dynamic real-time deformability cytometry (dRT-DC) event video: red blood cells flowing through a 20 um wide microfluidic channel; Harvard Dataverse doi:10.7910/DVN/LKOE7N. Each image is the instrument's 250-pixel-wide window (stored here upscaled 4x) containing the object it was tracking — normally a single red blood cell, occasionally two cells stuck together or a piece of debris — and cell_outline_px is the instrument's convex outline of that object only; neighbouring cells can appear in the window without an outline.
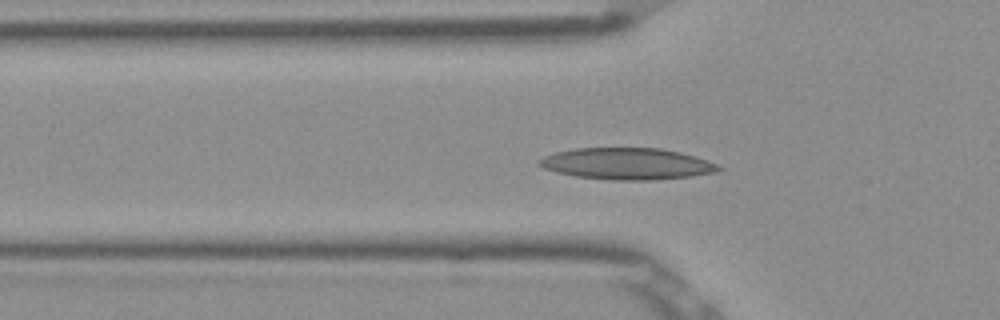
{"species": "Egyptian fruit bat (a non-hibernating species)", "species_latin": "Rousettus aegyptiacus", "temperature_condition": "room temperature", "stored_images_in_passage": 51, "camera_frame_rate_fps": 3000, "um_per_image_px": 0.085, "frame": {"image": 1, "passage_image": 17, "time_ms": 5.333, "image_size_px": [1000, 320], "cell_outline_px": [[724, 168], [716, 172], [692, 176], [652, 180], [612, 180], [576, 176], [556, 172], [544, 168], [536, 164], [536, 160], [544, 156], [556, 152], [576, 148], [660, 148], [680, 152], [696, 156], [708, 160]], "centroid_in_image_um": [53.29, 13.92], "position_along_channel_um": 72.5, "area_um2": 33.12}}
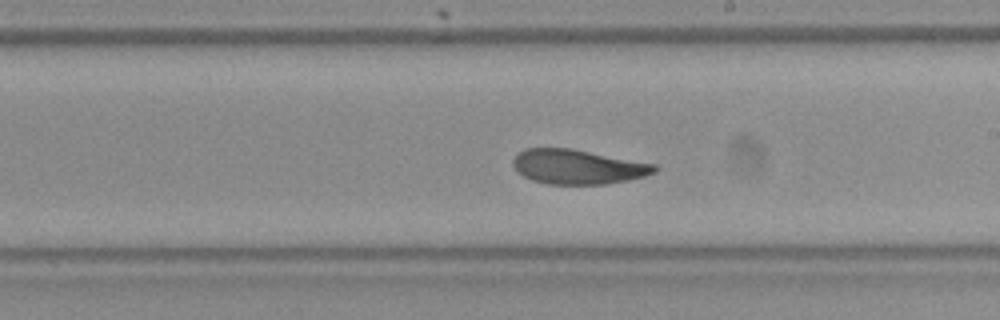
{"frame": {"image": 2, "passage_image": 30, "time_ms": 9.667, "image_size_px": [1000, 320], "cell_outline_px": [[660, 168], [656, 172], [644, 176], [628, 180], [604, 184], [548, 184], [532, 180], [524, 176], [512, 164], [512, 160], [524, 148], [572, 148], [656, 164]], "centroid_in_image_um": [49.15, 14.17], "position_along_channel_um": 239.9, "area_um2": 28.5}}
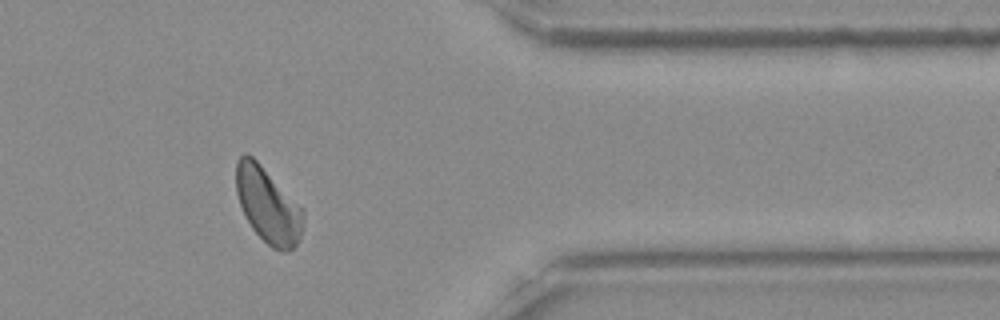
{"frame": {"image": 3, "passage_image": 43, "time_ms": 14.0, "image_size_px": [1000, 320], "cell_outline_px": [[304, 220], [300, 240], [288, 252], [280, 252], [272, 248], [252, 228], [244, 216], [236, 192], [236, 160], [244, 152], [252, 156], [304, 208]], "centroid_in_image_um": [22.79, 17.45], "position_along_channel_um": 388.6, "area_um2": 29.71}, "authors_computed_cell_mechanics": {"area_um2": 29.4202, "velocity_mm_per_s": 3.8474, "shape_relaxation_time_tau1_ms": 4.7595, "shape_relaxation_time_tau2_ms": 4.3975, "deformation_change_tau1": 0.1652, "deformation_change_tau2": 0.1177}}